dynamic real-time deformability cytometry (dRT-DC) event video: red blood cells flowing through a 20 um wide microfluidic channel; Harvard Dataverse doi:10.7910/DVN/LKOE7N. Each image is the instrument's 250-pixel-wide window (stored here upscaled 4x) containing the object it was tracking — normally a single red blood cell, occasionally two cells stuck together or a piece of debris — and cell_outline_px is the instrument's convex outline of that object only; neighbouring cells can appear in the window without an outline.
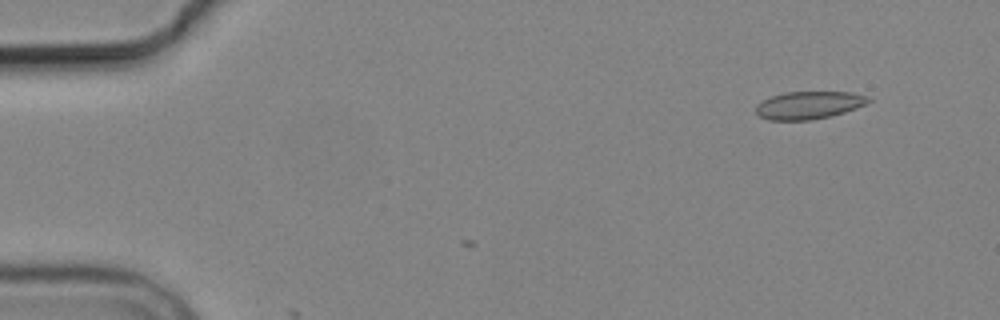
{"species": "common noctule bat (a hibernating species)", "species_latin": "Nyctalus noctula", "temperature_condition": "cold", "stored_images_in_passage": 2, "camera_frame_rate_fps": 3000, "um_per_image_px": 0.085, "animal": {"sex": "male", "body_mass_g": 19.2, "forearm_length_mm": 51.8}, "frame": {"image": 1, "passage_image": 2, "time_ms": 1.0, "image_size_px": [1000, 320], "cell_outline_px": [[872, 100], [856, 108], [832, 116], [808, 120], [768, 120], [760, 116], [756, 112], [756, 104], [772, 96], [784, 92], [852, 92], [864, 96]], "centroid_in_image_um": [68.72, 8.94], "position_along_channel_um": 16.3, "area_um2": 17.98}}